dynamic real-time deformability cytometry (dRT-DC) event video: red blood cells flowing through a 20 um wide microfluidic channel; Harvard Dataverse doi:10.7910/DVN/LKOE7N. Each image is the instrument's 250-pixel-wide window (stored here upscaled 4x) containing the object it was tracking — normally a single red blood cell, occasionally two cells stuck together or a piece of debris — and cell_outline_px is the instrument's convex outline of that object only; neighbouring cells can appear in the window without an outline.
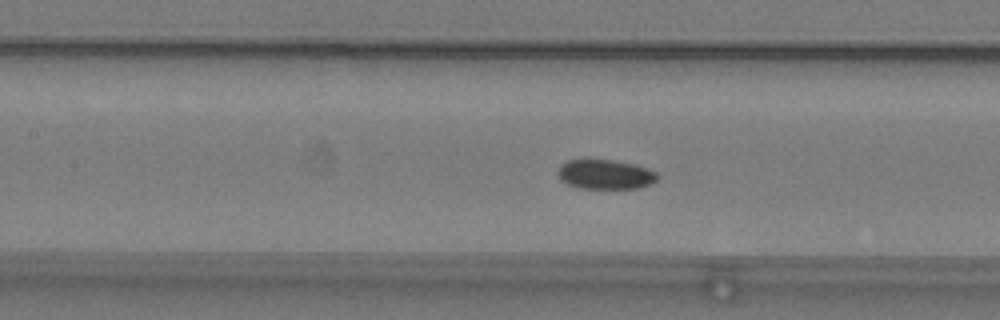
{"species": "common noctule bat (a hibernating species)", "species_latin": "Nyctalus noctula", "temperature_condition": "warm", "stored_images_in_passage": 49, "camera_frame_rate_fps": 3000, "um_per_image_px": 0.085, "animal": {"sex": "male", "body_mass_g": 19.2, "forearm_length_mm": 51.8}, "frame": {"image": 1, "passage_image": 23, "time_ms": 7.333, "image_size_px": [1000, 320], "cell_outline_px": [[656, 180], [640, 188], [580, 188], [568, 184], [560, 180], [560, 164], [568, 160], [588, 156], [592, 156], [632, 164], [656, 172]], "centroid_in_image_um": [51.37, 14.77], "position_along_channel_um": 156.0, "area_um2": 17.34}}
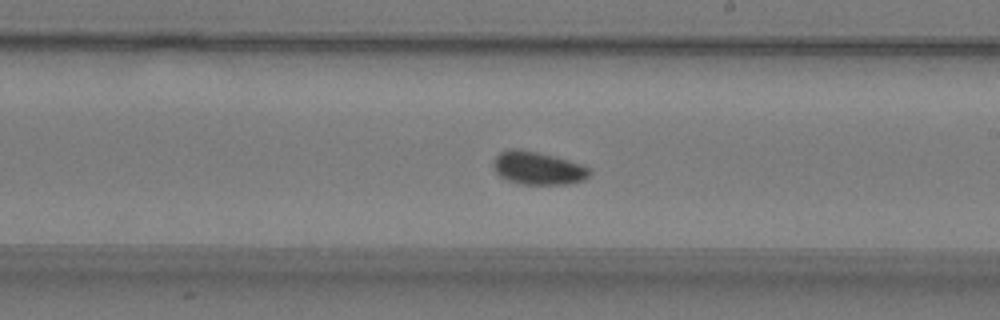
{"frame": {"image": 2, "passage_image": 30, "time_ms": 9.667, "image_size_px": [1000, 320], "cell_outline_px": [[592, 172], [584, 180], [568, 184], [520, 184], [508, 180], [500, 176], [496, 172], [492, 164], [496, 156], [500, 152], [508, 148], [520, 148], [556, 156], [584, 164]], "centroid_in_image_um": [45.73, 14.27], "position_along_channel_um": 243.3, "area_um2": 18.79}}
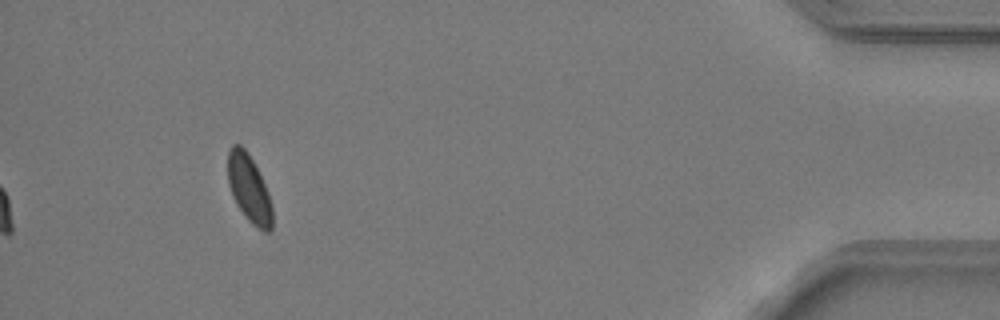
{"frame": {"image": 3, "passage_image": 49, "time_ms": 16.0, "image_size_px": [1000, 320], "cell_outline_px": [[272, 228], [268, 232], [264, 232], [256, 228], [244, 216], [236, 204], [232, 196], [228, 184], [228, 148], [232, 144], [240, 144], [248, 152], [268, 192], [272, 208]], "centroid_in_image_um": [21.15, 16.05], "position_along_channel_um": 414.1, "area_um2": 17.57}, "authors_computed_cell_mechanics": {"area_um2": 17.6868, "velocity_mm_per_s": 3.7524, "shape_relaxation_time_tau1_ms": 3.3527, "shape_relaxation_time_tau2_ms": 10.6234, "deformation_change_tau1": 0.0617, "deformation_change_tau2": 0.1219}}